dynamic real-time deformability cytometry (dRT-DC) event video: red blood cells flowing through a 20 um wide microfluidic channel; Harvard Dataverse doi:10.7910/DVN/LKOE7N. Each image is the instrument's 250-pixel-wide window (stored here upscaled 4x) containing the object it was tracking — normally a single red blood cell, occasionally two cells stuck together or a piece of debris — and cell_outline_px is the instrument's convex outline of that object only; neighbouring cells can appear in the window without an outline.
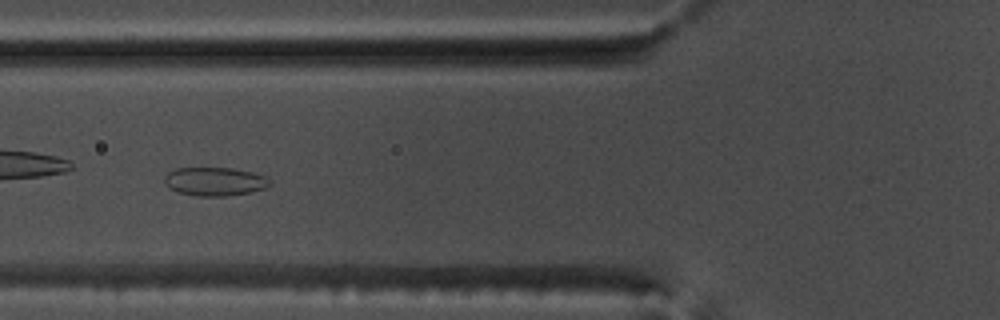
{"species": "common noctule bat (a hibernating species)", "species_latin": "Nyctalus noctula", "temperature_condition": "warm", "stored_images_in_passage": 28, "camera_frame_rate_fps": 3000, "um_per_image_px": 0.085, "animal": {"sex": "male", "body_mass_g": 17.5, "forearm_length_mm": 52.3}, "frame": {"image": 1, "passage_image": 20, "time_ms": 6.333, "image_size_px": [1000, 320], "cell_outline_px": [[272, 184], [264, 188], [252, 192], [228, 196], [196, 196], [176, 192], [168, 188], [164, 184], [164, 176], [168, 172], [176, 168], [232, 168], [252, 172], [264, 176]], "centroid_in_image_um": [18.21, 15.44], "position_along_channel_um": 107.6, "area_um2": 17.69}}